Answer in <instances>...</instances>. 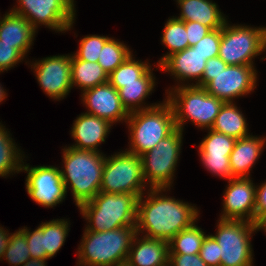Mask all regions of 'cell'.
Listing matches in <instances>:
<instances>
[{"mask_svg":"<svg viewBox=\"0 0 266 266\" xmlns=\"http://www.w3.org/2000/svg\"><path fill=\"white\" fill-rule=\"evenodd\" d=\"M171 188H150L137 201V233L154 239L170 241L181 230L197 222L195 204L167 196ZM165 194H164V193ZM195 205V206H194Z\"/></svg>","mask_w":266,"mask_h":266,"instance_id":"obj_1","label":"cell"},{"mask_svg":"<svg viewBox=\"0 0 266 266\" xmlns=\"http://www.w3.org/2000/svg\"><path fill=\"white\" fill-rule=\"evenodd\" d=\"M62 150V181L66 191L70 188L75 205L79 207L100 192L105 154L77 150L70 146H65Z\"/></svg>","mask_w":266,"mask_h":266,"instance_id":"obj_2","label":"cell"},{"mask_svg":"<svg viewBox=\"0 0 266 266\" xmlns=\"http://www.w3.org/2000/svg\"><path fill=\"white\" fill-rule=\"evenodd\" d=\"M137 201L134 194L99 192L78 209L88 223L86 231L103 232L136 226Z\"/></svg>","mask_w":266,"mask_h":266,"instance_id":"obj_3","label":"cell"},{"mask_svg":"<svg viewBox=\"0 0 266 266\" xmlns=\"http://www.w3.org/2000/svg\"><path fill=\"white\" fill-rule=\"evenodd\" d=\"M136 226L93 232L84 230L77 266H115L127 260Z\"/></svg>","mask_w":266,"mask_h":266,"instance_id":"obj_4","label":"cell"},{"mask_svg":"<svg viewBox=\"0 0 266 266\" xmlns=\"http://www.w3.org/2000/svg\"><path fill=\"white\" fill-rule=\"evenodd\" d=\"M126 124L130 144L125 150L138 156L156 147L176 129L173 108L166 99L152 108L129 113Z\"/></svg>","mask_w":266,"mask_h":266,"instance_id":"obj_5","label":"cell"},{"mask_svg":"<svg viewBox=\"0 0 266 266\" xmlns=\"http://www.w3.org/2000/svg\"><path fill=\"white\" fill-rule=\"evenodd\" d=\"M165 93V99L173 108L176 128L182 131L187 121L200 129H211L225 103L210 95L203 87L195 85L173 86Z\"/></svg>","mask_w":266,"mask_h":266,"instance_id":"obj_6","label":"cell"},{"mask_svg":"<svg viewBox=\"0 0 266 266\" xmlns=\"http://www.w3.org/2000/svg\"><path fill=\"white\" fill-rule=\"evenodd\" d=\"M263 52H266V27L225 22L218 56L227 65H254L255 57Z\"/></svg>","mask_w":266,"mask_h":266,"instance_id":"obj_7","label":"cell"},{"mask_svg":"<svg viewBox=\"0 0 266 266\" xmlns=\"http://www.w3.org/2000/svg\"><path fill=\"white\" fill-rule=\"evenodd\" d=\"M148 188L142 169L141 156L126 150L106 157L100 192L134 194L139 198Z\"/></svg>","mask_w":266,"mask_h":266,"instance_id":"obj_8","label":"cell"},{"mask_svg":"<svg viewBox=\"0 0 266 266\" xmlns=\"http://www.w3.org/2000/svg\"><path fill=\"white\" fill-rule=\"evenodd\" d=\"M183 131L176 128L156 147L141 155L145 182L149 188H170L181 153Z\"/></svg>","mask_w":266,"mask_h":266,"instance_id":"obj_9","label":"cell"},{"mask_svg":"<svg viewBox=\"0 0 266 266\" xmlns=\"http://www.w3.org/2000/svg\"><path fill=\"white\" fill-rule=\"evenodd\" d=\"M212 236L219 244L220 266H253L252 234L256 225L245 220H218Z\"/></svg>","mask_w":266,"mask_h":266,"instance_id":"obj_10","label":"cell"},{"mask_svg":"<svg viewBox=\"0 0 266 266\" xmlns=\"http://www.w3.org/2000/svg\"><path fill=\"white\" fill-rule=\"evenodd\" d=\"M17 4L11 11L26 18L36 30L43 25L55 32L65 33L75 23L73 0H17Z\"/></svg>","mask_w":266,"mask_h":266,"instance_id":"obj_11","label":"cell"},{"mask_svg":"<svg viewBox=\"0 0 266 266\" xmlns=\"http://www.w3.org/2000/svg\"><path fill=\"white\" fill-rule=\"evenodd\" d=\"M257 76L255 65H228L218 74H203L195 86L224 102H235L254 91Z\"/></svg>","mask_w":266,"mask_h":266,"instance_id":"obj_12","label":"cell"},{"mask_svg":"<svg viewBox=\"0 0 266 266\" xmlns=\"http://www.w3.org/2000/svg\"><path fill=\"white\" fill-rule=\"evenodd\" d=\"M59 168L50 165L30 167L29 163L23 162L21 172L27 173L25 180L27 194L38 205L52 208L65 200L68 191Z\"/></svg>","mask_w":266,"mask_h":266,"instance_id":"obj_13","label":"cell"},{"mask_svg":"<svg viewBox=\"0 0 266 266\" xmlns=\"http://www.w3.org/2000/svg\"><path fill=\"white\" fill-rule=\"evenodd\" d=\"M30 67L39 86L51 99L62 100L71 92V54L44 57L32 61Z\"/></svg>","mask_w":266,"mask_h":266,"instance_id":"obj_14","label":"cell"},{"mask_svg":"<svg viewBox=\"0 0 266 266\" xmlns=\"http://www.w3.org/2000/svg\"><path fill=\"white\" fill-rule=\"evenodd\" d=\"M220 220H245L255 224L256 185L250 177L228 180Z\"/></svg>","mask_w":266,"mask_h":266,"instance_id":"obj_15","label":"cell"},{"mask_svg":"<svg viewBox=\"0 0 266 266\" xmlns=\"http://www.w3.org/2000/svg\"><path fill=\"white\" fill-rule=\"evenodd\" d=\"M208 130V134L199 144V156L201 157L204 167L211 172L212 175L229 180L233 178L229 156L236 143V138Z\"/></svg>","mask_w":266,"mask_h":266,"instance_id":"obj_16","label":"cell"},{"mask_svg":"<svg viewBox=\"0 0 266 266\" xmlns=\"http://www.w3.org/2000/svg\"><path fill=\"white\" fill-rule=\"evenodd\" d=\"M81 97L83 105L88 109L85 113L105 119L111 124L126 123L129 113L121 103L118 90L109 82L83 91Z\"/></svg>","mask_w":266,"mask_h":266,"instance_id":"obj_17","label":"cell"},{"mask_svg":"<svg viewBox=\"0 0 266 266\" xmlns=\"http://www.w3.org/2000/svg\"><path fill=\"white\" fill-rule=\"evenodd\" d=\"M205 65L206 57L202 56L196 48L187 47L183 51L168 56L160 65L155 66L171 74L170 76L178 82L175 87H178L196 85L202 78ZM193 80L195 84L193 82L190 84L189 81Z\"/></svg>","mask_w":266,"mask_h":266,"instance_id":"obj_18","label":"cell"},{"mask_svg":"<svg viewBox=\"0 0 266 266\" xmlns=\"http://www.w3.org/2000/svg\"><path fill=\"white\" fill-rule=\"evenodd\" d=\"M113 124L88 113H81L71 127V137L76 143L70 147L77 150L97 151L104 143Z\"/></svg>","mask_w":266,"mask_h":266,"instance_id":"obj_19","label":"cell"},{"mask_svg":"<svg viewBox=\"0 0 266 266\" xmlns=\"http://www.w3.org/2000/svg\"><path fill=\"white\" fill-rule=\"evenodd\" d=\"M36 33L26 18L11 10L0 16V40L13 45L24 57L31 49Z\"/></svg>","mask_w":266,"mask_h":266,"instance_id":"obj_20","label":"cell"},{"mask_svg":"<svg viewBox=\"0 0 266 266\" xmlns=\"http://www.w3.org/2000/svg\"><path fill=\"white\" fill-rule=\"evenodd\" d=\"M126 261L132 266H166L169 264L168 241L139 237L137 233Z\"/></svg>","mask_w":266,"mask_h":266,"instance_id":"obj_21","label":"cell"},{"mask_svg":"<svg viewBox=\"0 0 266 266\" xmlns=\"http://www.w3.org/2000/svg\"><path fill=\"white\" fill-rule=\"evenodd\" d=\"M266 137L248 135L236 140L229 156L232 177H251L250 171L260 158Z\"/></svg>","mask_w":266,"mask_h":266,"instance_id":"obj_22","label":"cell"},{"mask_svg":"<svg viewBox=\"0 0 266 266\" xmlns=\"http://www.w3.org/2000/svg\"><path fill=\"white\" fill-rule=\"evenodd\" d=\"M152 67H150L139 79L138 82L110 83L118 90L123 107L128 113L143 109L152 108L159 103L146 105L145 99L152 94L156 85ZM144 104V105H143Z\"/></svg>","mask_w":266,"mask_h":266,"instance_id":"obj_23","label":"cell"},{"mask_svg":"<svg viewBox=\"0 0 266 266\" xmlns=\"http://www.w3.org/2000/svg\"><path fill=\"white\" fill-rule=\"evenodd\" d=\"M180 14L175 18L184 22H199L211 30L222 28L227 21L219 6L211 0H176Z\"/></svg>","mask_w":266,"mask_h":266,"instance_id":"obj_24","label":"cell"},{"mask_svg":"<svg viewBox=\"0 0 266 266\" xmlns=\"http://www.w3.org/2000/svg\"><path fill=\"white\" fill-rule=\"evenodd\" d=\"M108 81L109 75L98 62L79 60L74 54H71L72 87H79L82 93Z\"/></svg>","mask_w":266,"mask_h":266,"instance_id":"obj_25","label":"cell"},{"mask_svg":"<svg viewBox=\"0 0 266 266\" xmlns=\"http://www.w3.org/2000/svg\"><path fill=\"white\" fill-rule=\"evenodd\" d=\"M246 121L244 114L236 106L235 102H225L216 116L211 129L239 139L250 135Z\"/></svg>","mask_w":266,"mask_h":266,"instance_id":"obj_26","label":"cell"},{"mask_svg":"<svg viewBox=\"0 0 266 266\" xmlns=\"http://www.w3.org/2000/svg\"><path fill=\"white\" fill-rule=\"evenodd\" d=\"M11 136L0 122V177L4 178L20 173L26 157Z\"/></svg>","mask_w":266,"mask_h":266,"instance_id":"obj_27","label":"cell"},{"mask_svg":"<svg viewBox=\"0 0 266 266\" xmlns=\"http://www.w3.org/2000/svg\"><path fill=\"white\" fill-rule=\"evenodd\" d=\"M187 37L185 22L174 16L168 18L163 28L161 42L169 51L157 61V65H160L168 56L189 47Z\"/></svg>","mask_w":266,"mask_h":266,"instance_id":"obj_28","label":"cell"},{"mask_svg":"<svg viewBox=\"0 0 266 266\" xmlns=\"http://www.w3.org/2000/svg\"><path fill=\"white\" fill-rule=\"evenodd\" d=\"M194 222L181 230L169 242V254H199L206 233Z\"/></svg>","mask_w":266,"mask_h":266,"instance_id":"obj_29","label":"cell"},{"mask_svg":"<svg viewBox=\"0 0 266 266\" xmlns=\"http://www.w3.org/2000/svg\"><path fill=\"white\" fill-rule=\"evenodd\" d=\"M70 221L68 219H53L40 223L43 230V243L46 249L47 260L51 259L64 245L69 232Z\"/></svg>","mask_w":266,"mask_h":266,"instance_id":"obj_30","label":"cell"},{"mask_svg":"<svg viewBox=\"0 0 266 266\" xmlns=\"http://www.w3.org/2000/svg\"><path fill=\"white\" fill-rule=\"evenodd\" d=\"M133 52L124 42L110 38L103 46L98 64L110 75Z\"/></svg>","mask_w":266,"mask_h":266,"instance_id":"obj_31","label":"cell"},{"mask_svg":"<svg viewBox=\"0 0 266 266\" xmlns=\"http://www.w3.org/2000/svg\"><path fill=\"white\" fill-rule=\"evenodd\" d=\"M133 53L110 75L109 83L138 82V79L151 67L149 62L135 60Z\"/></svg>","mask_w":266,"mask_h":266,"instance_id":"obj_32","label":"cell"},{"mask_svg":"<svg viewBox=\"0 0 266 266\" xmlns=\"http://www.w3.org/2000/svg\"><path fill=\"white\" fill-rule=\"evenodd\" d=\"M31 258L26 242V227L19 228L10 235L3 259L11 266H22Z\"/></svg>","mask_w":266,"mask_h":266,"instance_id":"obj_33","label":"cell"},{"mask_svg":"<svg viewBox=\"0 0 266 266\" xmlns=\"http://www.w3.org/2000/svg\"><path fill=\"white\" fill-rule=\"evenodd\" d=\"M110 39L108 36L86 35L81 38L79 48L73 53L79 60L98 62V57L104 44Z\"/></svg>","mask_w":266,"mask_h":266,"instance_id":"obj_34","label":"cell"},{"mask_svg":"<svg viewBox=\"0 0 266 266\" xmlns=\"http://www.w3.org/2000/svg\"><path fill=\"white\" fill-rule=\"evenodd\" d=\"M221 42V28L210 31L206 36H204L198 43H196L193 48L204 57L206 61L210 58L217 57L219 54V46Z\"/></svg>","mask_w":266,"mask_h":266,"instance_id":"obj_35","label":"cell"},{"mask_svg":"<svg viewBox=\"0 0 266 266\" xmlns=\"http://www.w3.org/2000/svg\"><path fill=\"white\" fill-rule=\"evenodd\" d=\"M200 258L207 266H220L219 244L212 234H207L199 252Z\"/></svg>","mask_w":266,"mask_h":266,"instance_id":"obj_36","label":"cell"},{"mask_svg":"<svg viewBox=\"0 0 266 266\" xmlns=\"http://www.w3.org/2000/svg\"><path fill=\"white\" fill-rule=\"evenodd\" d=\"M26 242L31 259H47L43 243V230L39 226L32 232L26 227Z\"/></svg>","mask_w":266,"mask_h":266,"instance_id":"obj_37","label":"cell"},{"mask_svg":"<svg viewBox=\"0 0 266 266\" xmlns=\"http://www.w3.org/2000/svg\"><path fill=\"white\" fill-rule=\"evenodd\" d=\"M24 59L25 57L13 45L3 43L0 40V73L14 68Z\"/></svg>","mask_w":266,"mask_h":266,"instance_id":"obj_38","label":"cell"},{"mask_svg":"<svg viewBox=\"0 0 266 266\" xmlns=\"http://www.w3.org/2000/svg\"><path fill=\"white\" fill-rule=\"evenodd\" d=\"M185 26L189 47L194 46L196 43H198V41L212 31L209 27L202 25L199 22H185Z\"/></svg>","mask_w":266,"mask_h":266,"instance_id":"obj_39","label":"cell"},{"mask_svg":"<svg viewBox=\"0 0 266 266\" xmlns=\"http://www.w3.org/2000/svg\"><path fill=\"white\" fill-rule=\"evenodd\" d=\"M170 266H207L199 254H169Z\"/></svg>","mask_w":266,"mask_h":266,"instance_id":"obj_40","label":"cell"},{"mask_svg":"<svg viewBox=\"0 0 266 266\" xmlns=\"http://www.w3.org/2000/svg\"><path fill=\"white\" fill-rule=\"evenodd\" d=\"M266 216V181L256 185L255 223Z\"/></svg>","mask_w":266,"mask_h":266,"instance_id":"obj_41","label":"cell"},{"mask_svg":"<svg viewBox=\"0 0 266 266\" xmlns=\"http://www.w3.org/2000/svg\"><path fill=\"white\" fill-rule=\"evenodd\" d=\"M228 65L219 57H213L206 61L205 70L203 74H218L225 70Z\"/></svg>","mask_w":266,"mask_h":266,"instance_id":"obj_42","label":"cell"},{"mask_svg":"<svg viewBox=\"0 0 266 266\" xmlns=\"http://www.w3.org/2000/svg\"><path fill=\"white\" fill-rule=\"evenodd\" d=\"M6 230L2 226H0V261L3 259L4 252L8 247L10 241V235L12 234L9 233L8 229Z\"/></svg>","mask_w":266,"mask_h":266,"instance_id":"obj_43","label":"cell"},{"mask_svg":"<svg viewBox=\"0 0 266 266\" xmlns=\"http://www.w3.org/2000/svg\"><path fill=\"white\" fill-rule=\"evenodd\" d=\"M47 259H29L24 265L22 266H47Z\"/></svg>","mask_w":266,"mask_h":266,"instance_id":"obj_44","label":"cell"},{"mask_svg":"<svg viewBox=\"0 0 266 266\" xmlns=\"http://www.w3.org/2000/svg\"><path fill=\"white\" fill-rule=\"evenodd\" d=\"M256 231L263 230L266 233V216L260 218L256 223Z\"/></svg>","mask_w":266,"mask_h":266,"instance_id":"obj_45","label":"cell"},{"mask_svg":"<svg viewBox=\"0 0 266 266\" xmlns=\"http://www.w3.org/2000/svg\"><path fill=\"white\" fill-rule=\"evenodd\" d=\"M5 91L6 89H4L0 84V103L3 102L5 98H7V93Z\"/></svg>","mask_w":266,"mask_h":266,"instance_id":"obj_46","label":"cell"},{"mask_svg":"<svg viewBox=\"0 0 266 266\" xmlns=\"http://www.w3.org/2000/svg\"><path fill=\"white\" fill-rule=\"evenodd\" d=\"M115 266H132V265H130L127 261H125V262H122V263H118Z\"/></svg>","mask_w":266,"mask_h":266,"instance_id":"obj_47","label":"cell"}]
</instances>
